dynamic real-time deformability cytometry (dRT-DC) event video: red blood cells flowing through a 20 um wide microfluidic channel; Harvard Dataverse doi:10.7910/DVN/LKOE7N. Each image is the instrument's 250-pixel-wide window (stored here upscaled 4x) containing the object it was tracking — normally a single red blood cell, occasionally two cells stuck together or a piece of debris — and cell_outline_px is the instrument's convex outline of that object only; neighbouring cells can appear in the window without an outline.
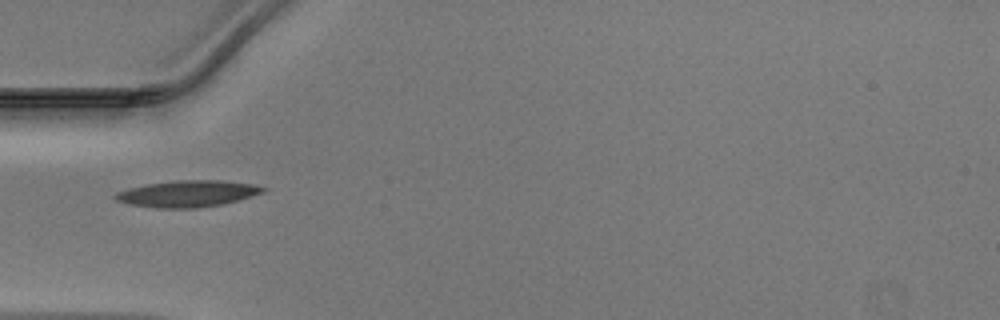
{"species": "Egyptian fruit bat (a non-hibernating species)", "species_latin": "Rousettus aegyptiacus", "temperature_condition": "warm", "stored_images_in_passage": 34, "camera_frame_rate_fps": 3000, "um_per_image_px": 0.085, "animal": {"sex": "male"}, "frame": {"image": 1, "passage_image": 1, "time_ms": 0.0, "image_size_px": [1000, 320], "cell_outline_px": [[268, 188], [264, 192], [252, 196], [224, 204], [196, 208], [156, 208], [128, 204], [116, 200], [112, 196], [116, 192], [128, 188], [148, 184], [176, 180], [220, 180], [252, 184]], "centroid_in_image_um": [15.93, 16.47], "position_along_channel_um": 69.1, "area_um2": 22.89}}
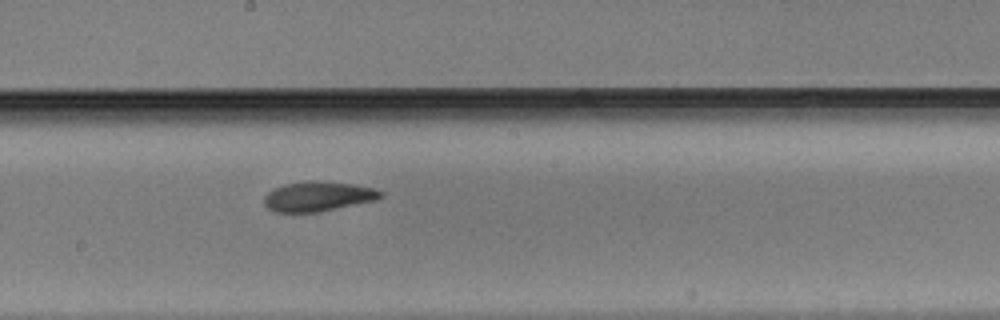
{"frame": {"image": 2, "passage_image": 12, "time_ms": 3.667, "image_size_px": [1000, 320], "cell_outline_px": [[384, 196], [376, 200], [320, 212], [272, 212], [264, 204], [264, 196], [268, 192], [284, 184], [308, 180], [320, 180], [356, 184], [376, 188], [384, 192]], "centroid_in_image_um": [27.07, 16.68], "position_along_channel_um": 221.1, "area_um2": 20.63}}
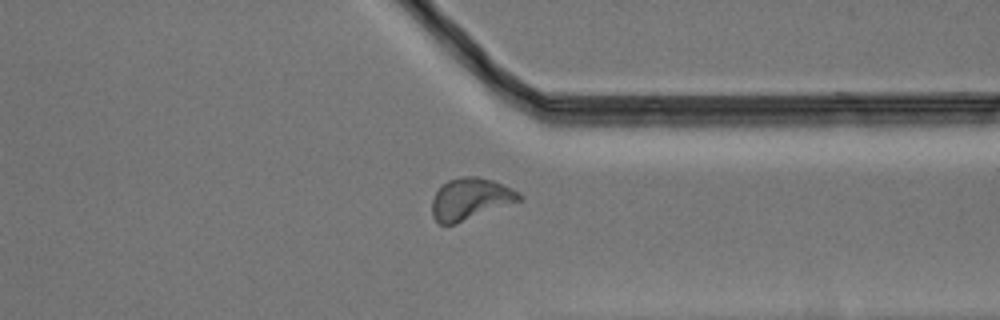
{"frame": {"image": 3, "passage_image": 23, "time_ms": 7.333, "image_size_px": [1000, 320], "cell_outline_px": [[524, 196], [520, 200], [456, 224], [440, 224], [432, 216], [432, 200], [436, 192], [448, 180], [464, 176], [476, 176], [492, 180], [520, 192]], "centroid_in_image_um": [39.97, 16.91], "position_along_channel_um": 371.4, "area_um2": 20.92}}